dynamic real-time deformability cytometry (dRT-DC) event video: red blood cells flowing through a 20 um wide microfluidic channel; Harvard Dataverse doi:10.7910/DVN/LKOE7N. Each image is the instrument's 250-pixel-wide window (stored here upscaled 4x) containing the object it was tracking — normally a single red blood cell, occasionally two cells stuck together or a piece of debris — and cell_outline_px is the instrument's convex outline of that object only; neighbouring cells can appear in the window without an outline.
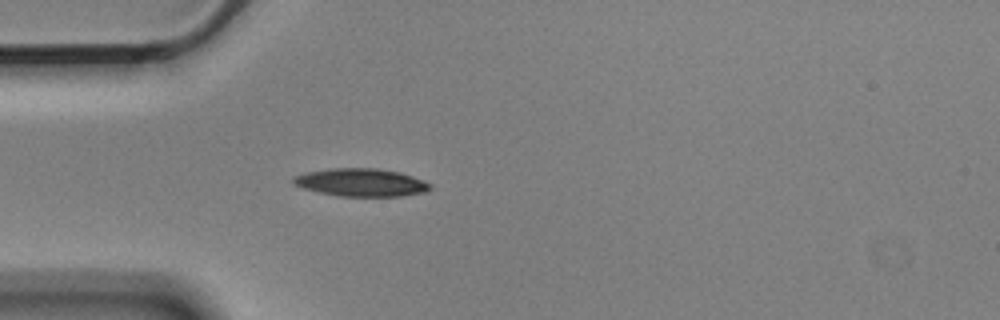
{"species": "Egyptian fruit bat (a non-hibernating species)", "species_latin": "Rousettus aegyptiacus", "temperature_condition": "cold", "stored_images_in_passage": 1, "camera_frame_rate_fps": 3000, "um_per_image_px": 0.085, "animal": {"sex": "male"}, "frame": {"image": 1, "passage_image": 1, "time_ms": 0.0, "image_size_px": [1000, 320], "cell_outline_px": [[432, 188], [424, 192], [400, 196], [340, 196], [320, 192], [304, 188], [292, 184], [292, 176], [304, 172], [328, 168], [376, 168], [400, 172], [424, 180], [432, 184]], "centroid_in_image_um": [30.67, 15.49], "position_along_channel_um": 54.3, "area_um2": 22.37}}